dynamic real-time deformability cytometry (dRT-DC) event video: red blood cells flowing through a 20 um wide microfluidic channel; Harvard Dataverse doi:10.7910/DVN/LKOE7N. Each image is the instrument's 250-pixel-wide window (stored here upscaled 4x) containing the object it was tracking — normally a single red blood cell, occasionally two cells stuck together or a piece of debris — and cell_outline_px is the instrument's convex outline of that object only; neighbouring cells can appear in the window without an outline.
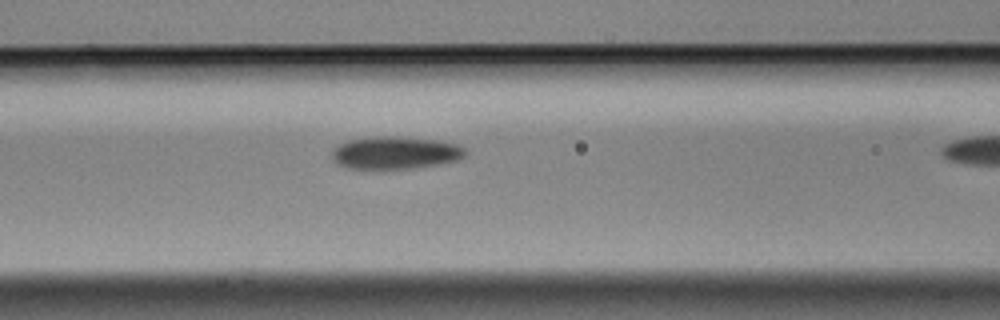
{"species": "Egyptian fruit bat (a non-hibernating species)", "species_latin": "Rousettus aegyptiacus", "temperature_condition": "cold", "stored_images_in_passage": 6, "segment_of_instrument_passage": [1, 2], "camera_frame_rate_fps": 3000, "um_per_image_px": 0.085, "animal": {"sex": "male"}, "frame": {"image": 1, "passage_image": 5, "time_ms": 1.333, "image_size_px": [1000, 320], "cell_outline_px": [[464, 156], [456, 160], [416, 168], [348, 168], [336, 164], [332, 160], [332, 148], [348, 140], [376, 136], [384, 136], [436, 140], [456, 144], [464, 148]], "centroid_in_image_um": [33.53, 12.98], "position_along_channel_um": 133.1, "area_um2": 24.91}}